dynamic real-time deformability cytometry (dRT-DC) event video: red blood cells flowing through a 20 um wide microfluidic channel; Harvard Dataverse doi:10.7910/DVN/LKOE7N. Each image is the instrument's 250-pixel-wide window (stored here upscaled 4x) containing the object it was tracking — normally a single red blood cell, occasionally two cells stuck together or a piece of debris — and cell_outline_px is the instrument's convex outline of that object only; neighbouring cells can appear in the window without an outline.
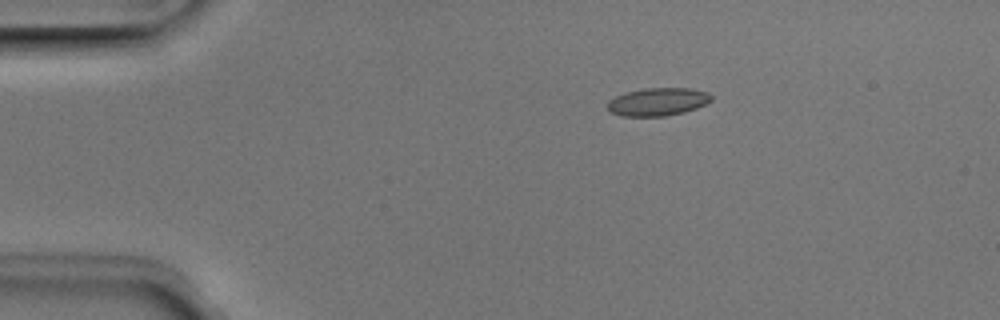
{"species": "Egyptian fruit bat (a non-hibernating species)", "species_latin": "Rousettus aegyptiacus", "temperature_condition": "room temperature", "stored_images_in_passage": 7, "camera_frame_rate_fps": 3000, "um_per_image_px": 0.085, "animal": {"sex": "male"}, "frame": {"image": 1, "passage_image": 2, "time_ms": 0.333, "image_size_px": [1000, 320], "cell_outline_px": [[712, 100], [696, 108], [684, 112], [664, 116], [620, 116], [612, 112], [608, 108], [608, 100], [624, 92], [644, 88], [692, 88], [708, 92], [712, 96]], "centroid_in_image_um": [55.91, 8.64], "position_along_channel_um": 29.1, "area_um2": 16.94}}
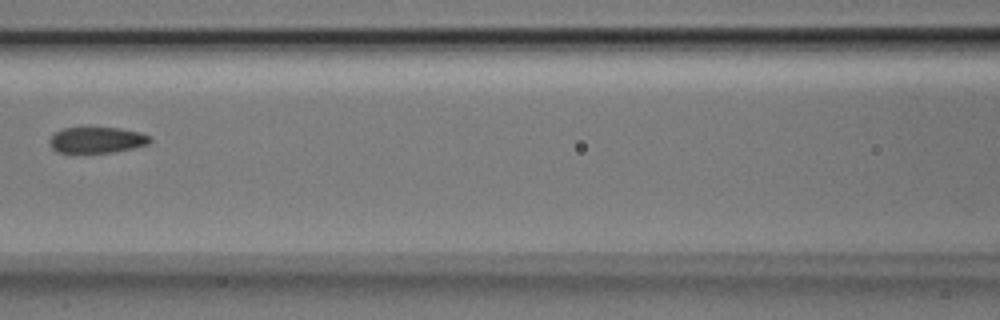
{"frame": {"image": 2, "passage_image": 6, "time_ms": 1.667, "image_size_px": [1000, 320], "cell_outline_px": [[152, 140], [148, 144], [132, 148], [112, 152], [56, 152], [52, 148], [48, 140], [56, 132], [64, 128], [120, 128], [140, 132], [152, 136]], "centroid_in_image_um": [8.26, 11.89], "position_along_channel_um": 158.3, "area_um2": 15.09}}
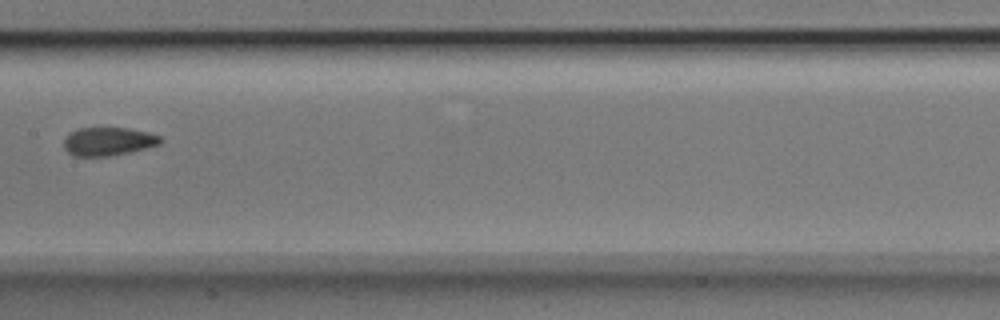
{"frame": {"image": 3, "passage_image": 7, "time_ms": 2.0, "image_size_px": [1000, 320], "cell_outline_px": [[164, 140], [160, 144], [128, 152], [108, 156], [72, 156], [64, 148], [64, 140], [72, 132], [80, 128], [128, 128], [148, 132], [160, 136]], "centroid_in_image_um": [9.22, 12.02], "position_along_channel_um": 198.2, "area_um2": 15.78}}